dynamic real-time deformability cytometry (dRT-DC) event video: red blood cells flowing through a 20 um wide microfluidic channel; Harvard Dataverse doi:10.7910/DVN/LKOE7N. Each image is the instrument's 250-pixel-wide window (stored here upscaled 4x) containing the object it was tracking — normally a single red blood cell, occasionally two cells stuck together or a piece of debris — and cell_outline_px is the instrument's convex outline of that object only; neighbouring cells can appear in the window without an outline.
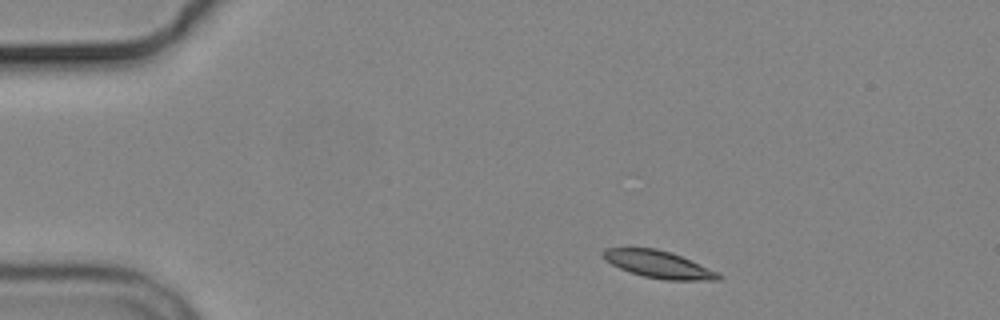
{"species": "common noctule bat (a hibernating species)", "species_latin": "Nyctalus noctula", "temperature_condition": "cold", "stored_images_in_passage": 3, "camera_frame_rate_fps": 3000, "um_per_image_px": 0.085, "animal": {"sex": "male", "body_mass_g": 19.2, "forearm_length_mm": 51.8}, "frame": {"image": 1, "passage_image": 1, "time_ms": 0.0, "image_size_px": [1000, 320], "cell_outline_px": [[720, 280], [664, 280], [644, 276], [620, 268], [604, 260], [600, 252], [604, 248], [656, 248], [680, 256], [716, 272], [720, 276]], "centroid_in_image_um": [55.89, 22.46], "position_along_channel_um": 29.1, "area_um2": 17.86}}